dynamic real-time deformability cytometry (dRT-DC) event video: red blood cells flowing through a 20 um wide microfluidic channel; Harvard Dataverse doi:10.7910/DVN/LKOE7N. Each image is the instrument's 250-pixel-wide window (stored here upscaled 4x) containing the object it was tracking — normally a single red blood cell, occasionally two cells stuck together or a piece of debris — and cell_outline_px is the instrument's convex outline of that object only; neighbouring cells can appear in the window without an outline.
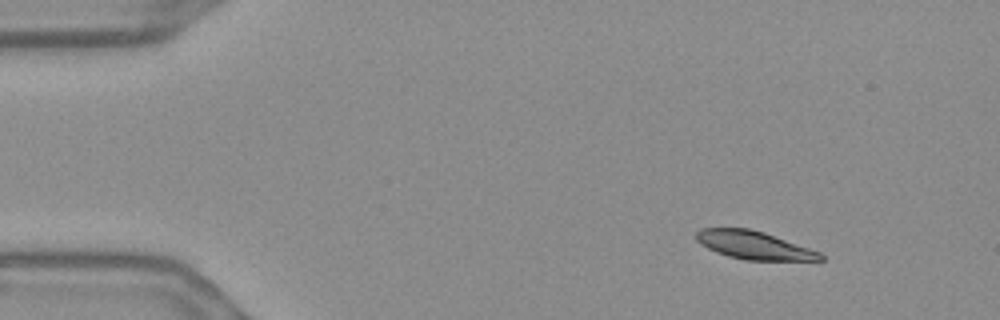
{"species": "Egyptian fruit bat (a non-hibernating species)", "species_latin": "Rousettus aegyptiacus", "temperature_condition": "warm", "stored_images_in_passage": 50, "camera_frame_rate_fps": 3000, "um_per_image_px": 0.085, "frame": {"image": 1, "passage_image": 1, "time_ms": 0.0, "image_size_px": [1000, 320], "cell_outline_px": [[824, 260], [744, 260], [728, 256], [716, 252], [700, 244], [696, 240], [696, 232], [700, 228], [748, 228], [764, 232], [820, 252], [824, 256]], "centroid_in_image_um": [64.05, 20.84], "position_along_channel_um": 20.9, "area_um2": 20.23}}
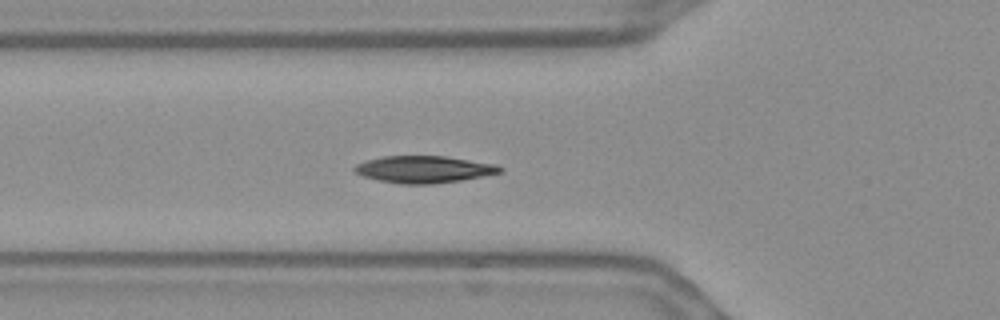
{"frame": {"image": 2, "passage_image": 14, "time_ms": 4.333, "image_size_px": [1000, 320], "cell_outline_px": [[504, 172], [460, 180], [432, 184], [400, 184], [376, 180], [364, 176], [356, 172], [352, 168], [356, 164], [364, 160], [384, 156], [444, 156], [496, 164], [504, 168]], "centroid_in_image_um": [36.02, 14.39], "position_along_channel_um": 89.8, "area_um2": 22.95}}
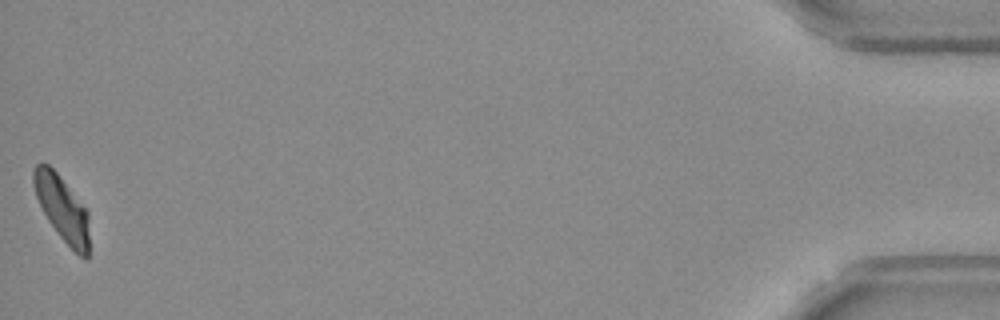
{"frame": {"image": 3, "passage_image": 50, "time_ms": 16.333, "image_size_px": [1000, 320], "cell_outline_px": [[88, 260], [84, 260], [60, 236], [48, 220], [36, 196], [32, 184], [32, 172], [36, 164], [48, 164], [56, 172], [88, 212]], "centroid_in_image_um": [5.26, 17.72], "position_along_channel_um": 429.9, "area_um2": 20.63}, "authors_computed_cell_mechanics": {"area_um2": 22.4264, "velocity_mm_per_s": 3.6377, "shape_relaxation_time_tau1_ms": 3.4956, "shape_relaxation_time_tau2_ms": 5.1372, "deformation_change_tau1": 0.1372, "deformation_change_tau2": 0.072}}